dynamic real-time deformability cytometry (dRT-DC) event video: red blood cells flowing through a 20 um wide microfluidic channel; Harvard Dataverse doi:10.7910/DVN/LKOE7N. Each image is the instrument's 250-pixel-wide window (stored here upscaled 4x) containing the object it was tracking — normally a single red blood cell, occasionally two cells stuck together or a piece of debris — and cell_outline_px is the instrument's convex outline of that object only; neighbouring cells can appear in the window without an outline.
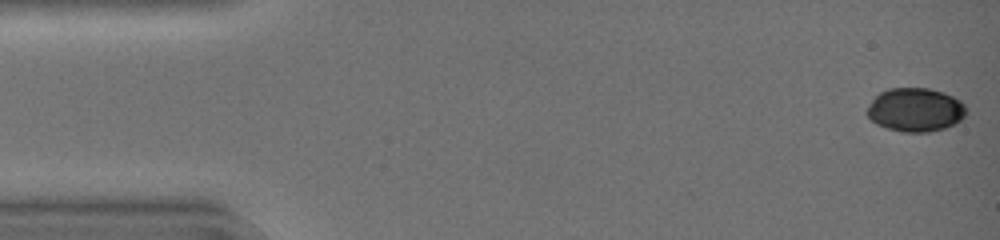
{"species": "common noctule bat (a hibernating species)", "species_latin": "Nyctalus noctula", "temperature_condition": "warm", "stored_images_in_passage": 46, "camera_frame_rate_fps": 3000, "um_per_image_px": 0.085, "animal": {"sex": "female", "body_mass_g": 19.0, "forearm_length_mm": 51.5}, "frame": {"image": 1, "passage_image": 1, "time_ms": 0.0, "image_size_px": [1000, 240], "cell_outline_px": [[968, 112], [956, 124], [944, 128], [928, 132], [904, 132], [888, 128], [876, 124], [864, 112], [868, 104], [880, 92], [888, 88], [928, 88], [944, 92], [960, 100], [968, 108]], "centroid_in_image_um": [77.81, 9.33], "position_along_channel_um": 7.2, "area_um2": 25.49}}
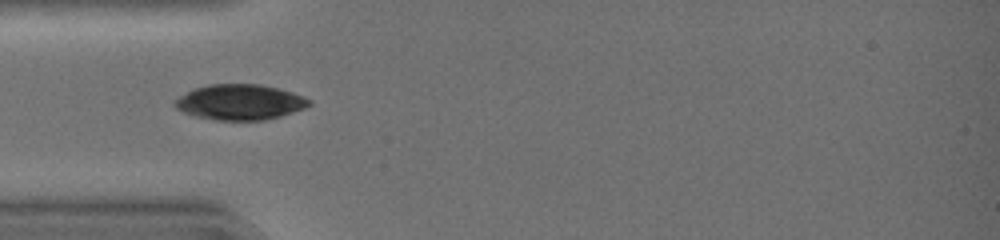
{"frame": {"image": 2, "passage_image": 14, "time_ms": 4.333, "image_size_px": [1000, 240], "cell_outline_px": [[312, 104], [304, 108], [280, 116], [264, 120], [216, 120], [196, 116], [184, 112], [176, 108], [172, 104], [180, 96], [196, 88], [208, 84], [260, 84], [292, 92], [304, 96], [312, 100]], "centroid_in_image_um": [20.42, 8.68], "position_along_channel_um": 64.6, "area_um2": 27.57}}
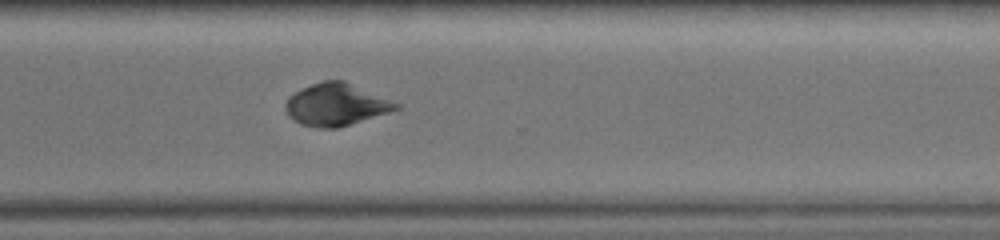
{"frame": {"image": 3, "passage_image": 33, "time_ms": 10.667, "image_size_px": [1000, 240], "cell_outline_px": [[400, 108], [388, 112], [336, 128], [316, 128], [300, 124], [292, 120], [288, 116], [284, 108], [284, 104], [288, 96], [312, 84], [324, 80], [344, 80], [400, 104]], "centroid_in_image_um": [28.51, 8.89], "position_along_channel_um": 342.1, "area_um2": 26.99}, "authors_computed_cell_mechanics": {"area_um2": 26.9637, "velocity_mm_per_s": 4.379, "shape_relaxation_time_tau1_ms": 2.266, "shape_relaxation_time_tau2_ms": 1.469, "deformation_change_tau1": 0.1016, "deformation_change_tau2": 0.0273}}